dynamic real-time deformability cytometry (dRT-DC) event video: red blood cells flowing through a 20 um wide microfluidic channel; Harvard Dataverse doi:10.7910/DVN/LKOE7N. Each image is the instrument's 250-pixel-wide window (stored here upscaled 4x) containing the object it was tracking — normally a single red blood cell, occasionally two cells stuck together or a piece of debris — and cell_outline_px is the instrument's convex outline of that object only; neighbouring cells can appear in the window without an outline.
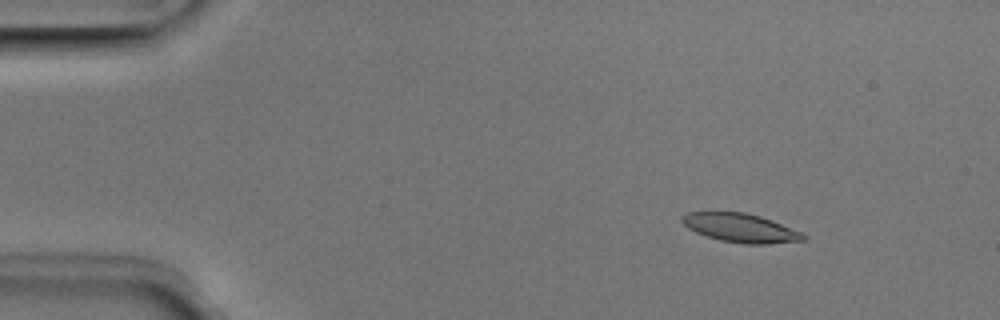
{"species": "Egyptian fruit bat (a non-hibernating species)", "species_latin": "Rousettus aegyptiacus", "temperature_condition": "room temperature", "stored_images_in_passage": 3, "camera_frame_rate_fps": 3000, "um_per_image_px": 0.085, "animal": {"sex": "male"}, "frame": {"image": 1, "passage_image": 1, "time_ms": 0.0, "image_size_px": [1000, 320], "cell_outline_px": [[808, 240], [764, 244], [744, 244], [720, 240], [696, 232], [688, 228], [680, 220], [680, 216], [688, 212], [744, 212], [760, 216], [772, 220], [804, 232], [808, 236]], "centroid_in_image_um": [63.0, 19.37], "position_along_channel_um": 22.0, "area_um2": 20.52}}